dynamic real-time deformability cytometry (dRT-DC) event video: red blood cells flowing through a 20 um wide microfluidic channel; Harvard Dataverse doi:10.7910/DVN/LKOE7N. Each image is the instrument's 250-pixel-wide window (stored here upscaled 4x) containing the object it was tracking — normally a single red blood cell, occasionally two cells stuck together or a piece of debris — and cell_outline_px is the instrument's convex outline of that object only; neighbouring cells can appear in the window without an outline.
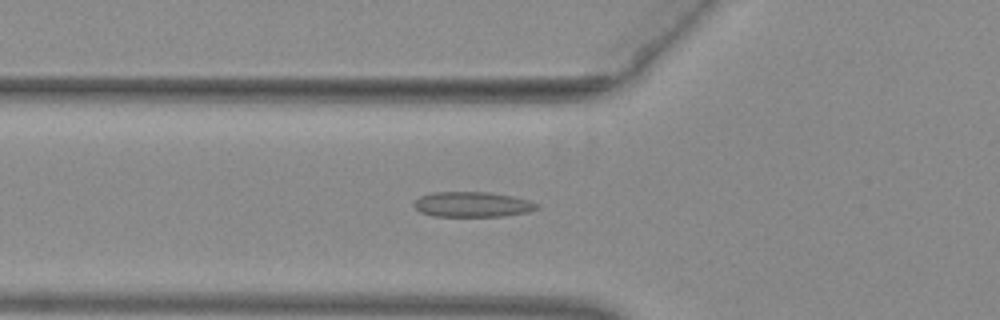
{"species": "common noctule bat (a hibernating species)", "species_latin": "Nyctalus noctula", "temperature_condition": "warm", "stored_images_in_passage": 39, "camera_frame_rate_fps": 3000, "um_per_image_px": 0.085, "animal": {"sex": "female", "body_mass_g": 29.2, "forearm_length_mm": 56.3}, "frame": {"image": 1, "passage_image": 9, "time_ms": 2.667, "image_size_px": [1000, 320], "cell_outline_px": [[540, 208], [528, 212], [504, 216], [432, 216], [420, 212], [412, 204], [420, 196], [432, 192], [488, 192], [512, 196], [528, 200], [540, 204]], "centroid_in_image_um": [40.16, 17.38], "position_along_channel_um": 85.6, "area_um2": 18.15}}
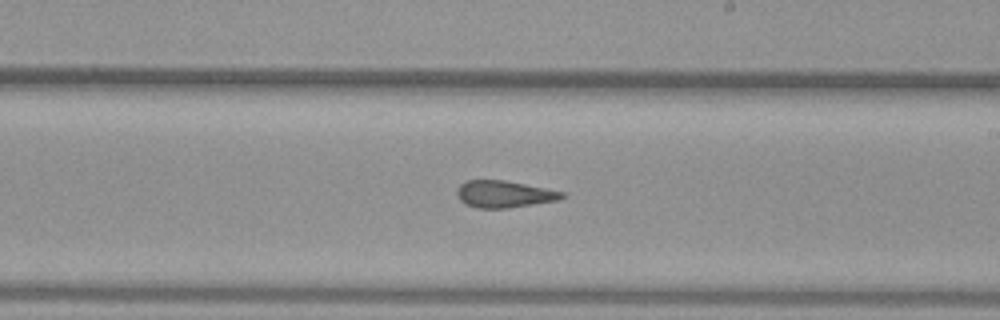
{"frame": {"image": 2, "passage_image": 21, "time_ms": 6.667, "image_size_px": [1000, 320], "cell_outline_px": [[568, 196], [560, 200], [508, 208], [476, 208], [464, 204], [456, 196], [456, 188], [464, 180], [504, 180], [564, 192]], "centroid_in_image_um": [42.82, 16.5], "position_along_channel_um": 246.2, "area_um2": 16.7}}
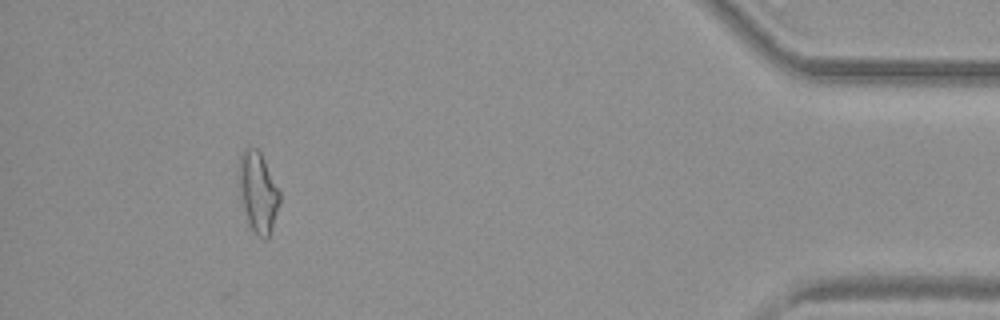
{"frame": {"image": 3, "passage_image": 38, "time_ms": 12.333, "image_size_px": [1000, 320], "cell_outline_px": [[280, 204], [268, 240], [264, 240], [256, 236], [248, 220], [240, 200], [240, 156], [244, 148], [256, 148], [260, 152], [280, 192]], "centroid_in_image_um": [21.95, 16.39], "position_along_channel_um": 413.2, "area_um2": 18.84}}